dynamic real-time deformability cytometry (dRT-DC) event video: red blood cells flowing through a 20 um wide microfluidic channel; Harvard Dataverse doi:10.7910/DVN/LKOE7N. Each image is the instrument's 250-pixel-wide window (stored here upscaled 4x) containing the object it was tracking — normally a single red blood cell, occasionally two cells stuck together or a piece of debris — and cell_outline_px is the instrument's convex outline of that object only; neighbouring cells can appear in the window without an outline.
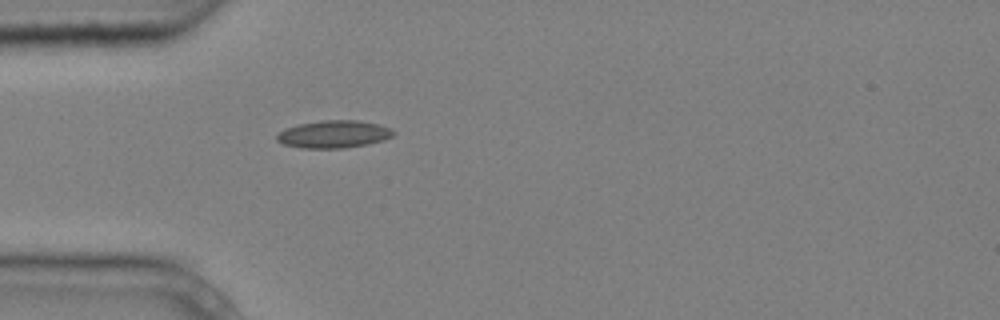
{"species": "common noctule bat (a hibernating species)", "species_latin": "Nyctalus noctula", "temperature_condition": "cold", "stored_images_in_passage": 5, "camera_frame_rate_fps": 3000, "um_per_image_px": 0.085, "animal": {"sex": "male", "body_mass_g": 20.4}, "frame": {"image": 1, "passage_image": 5, "time_ms": 1.333, "image_size_px": [1000, 320], "cell_outline_px": [[396, 132], [392, 136], [384, 140], [368, 144], [344, 148], [300, 148], [284, 144], [276, 140], [276, 132], [284, 128], [300, 124], [324, 120], [356, 120], [380, 124], [392, 128]], "centroid_in_image_um": [28.37, 11.4], "position_along_channel_um": 56.6, "area_um2": 18.9}}